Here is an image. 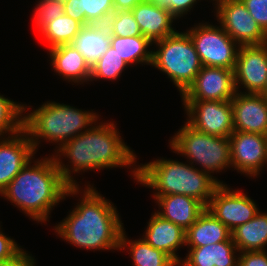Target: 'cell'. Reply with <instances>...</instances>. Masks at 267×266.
Returning a JSON list of instances; mask_svg holds the SVG:
<instances>
[{
    "label": "cell",
    "instance_id": "1",
    "mask_svg": "<svg viewBox=\"0 0 267 266\" xmlns=\"http://www.w3.org/2000/svg\"><path fill=\"white\" fill-rule=\"evenodd\" d=\"M99 121L51 154L70 187L81 186L75 175L122 167L131 169L130 176L136 181L139 162L135 150L125 143L115 121Z\"/></svg>",
    "mask_w": 267,
    "mask_h": 266
},
{
    "label": "cell",
    "instance_id": "2",
    "mask_svg": "<svg viewBox=\"0 0 267 266\" xmlns=\"http://www.w3.org/2000/svg\"><path fill=\"white\" fill-rule=\"evenodd\" d=\"M65 197L80 198L73 210L53 227L57 237L82 250H120L124 224L110 199L89 181L82 187H69Z\"/></svg>",
    "mask_w": 267,
    "mask_h": 266
},
{
    "label": "cell",
    "instance_id": "3",
    "mask_svg": "<svg viewBox=\"0 0 267 266\" xmlns=\"http://www.w3.org/2000/svg\"><path fill=\"white\" fill-rule=\"evenodd\" d=\"M48 155L29 160L0 194L30 220L40 224L49 222L54 207L66 199L70 187L54 157Z\"/></svg>",
    "mask_w": 267,
    "mask_h": 266
},
{
    "label": "cell",
    "instance_id": "4",
    "mask_svg": "<svg viewBox=\"0 0 267 266\" xmlns=\"http://www.w3.org/2000/svg\"><path fill=\"white\" fill-rule=\"evenodd\" d=\"M136 183L152 189L151 197L182 194L199 200L205 207L220 185L188 161L159 157L137 164Z\"/></svg>",
    "mask_w": 267,
    "mask_h": 266
},
{
    "label": "cell",
    "instance_id": "5",
    "mask_svg": "<svg viewBox=\"0 0 267 266\" xmlns=\"http://www.w3.org/2000/svg\"><path fill=\"white\" fill-rule=\"evenodd\" d=\"M33 109L31 105L24 104L23 128L35 153L42 141L55 144L54 151L57 150L65 142L89 130L101 116L92 109H78L51 100Z\"/></svg>",
    "mask_w": 267,
    "mask_h": 266
},
{
    "label": "cell",
    "instance_id": "6",
    "mask_svg": "<svg viewBox=\"0 0 267 266\" xmlns=\"http://www.w3.org/2000/svg\"><path fill=\"white\" fill-rule=\"evenodd\" d=\"M184 123L170 137L169 149L182 158H186V161L207 173L219 184H226L213 174L232 169L229 137L209 135L194 129L186 121Z\"/></svg>",
    "mask_w": 267,
    "mask_h": 266
},
{
    "label": "cell",
    "instance_id": "7",
    "mask_svg": "<svg viewBox=\"0 0 267 266\" xmlns=\"http://www.w3.org/2000/svg\"><path fill=\"white\" fill-rule=\"evenodd\" d=\"M151 67L167 75L180 96L194 82L202 64L189 34L176 31L153 42Z\"/></svg>",
    "mask_w": 267,
    "mask_h": 266
},
{
    "label": "cell",
    "instance_id": "8",
    "mask_svg": "<svg viewBox=\"0 0 267 266\" xmlns=\"http://www.w3.org/2000/svg\"><path fill=\"white\" fill-rule=\"evenodd\" d=\"M203 21L194 23L185 30L194 44L202 66L234 70L240 45L220 25Z\"/></svg>",
    "mask_w": 267,
    "mask_h": 266
},
{
    "label": "cell",
    "instance_id": "9",
    "mask_svg": "<svg viewBox=\"0 0 267 266\" xmlns=\"http://www.w3.org/2000/svg\"><path fill=\"white\" fill-rule=\"evenodd\" d=\"M212 5L217 24L240 46L267 43V34L241 0H215Z\"/></svg>",
    "mask_w": 267,
    "mask_h": 266
},
{
    "label": "cell",
    "instance_id": "10",
    "mask_svg": "<svg viewBox=\"0 0 267 266\" xmlns=\"http://www.w3.org/2000/svg\"><path fill=\"white\" fill-rule=\"evenodd\" d=\"M186 122L194 129L218 137L234 132L231 101L181 100Z\"/></svg>",
    "mask_w": 267,
    "mask_h": 266
},
{
    "label": "cell",
    "instance_id": "11",
    "mask_svg": "<svg viewBox=\"0 0 267 266\" xmlns=\"http://www.w3.org/2000/svg\"><path fill=\"white\" fill-rule=\"evenodd\" d=\"M206 208L231 232L250 221L260 210L254 199L227 184L216 188Z\"/></svg>",
    "mask_w": 267,
    "mask_h": 266
},
{
    "label": "cell",
    "instance_id": "12",
    "mask_svg": "<svg viewBox=\"0 0 267 266\" xmlns=\"http://www.w3.org/2000/svg\"><path fill=\"white\" fill-rule=\"evenodd\" d=\"M229 142L232 169L249 179L261 176L267 169V135L234 130Z\"/></svg>",
    "mask_w": 267,
    "mask_h": 266
},
{
    "label": "cell",
    "instance_id": "13",
    "mask_svg": "<svg viewBox=\"0 0 267 266\" xmlns=\"http://www.w3.org/2000/svg\"><path fill=\"white\" fill-rule=\"evenodd\" d=\"M234 78L237 92L261 94L264 91L267 85V43L239 47Z\"/></svg>",
    "mask_w": 267,
    "mask_h": 266
},
{
    "label": "cell",
    "instance_id": "14",
    "mask_svg": "<svg viewBox=\"0 0 267 266\" xmlns=\"http://www.w3.org/2000/svg\"><path fill=\"white\" fill-rule=\"evenodd\" d=\"M234 70L202 66L181 100L231 101L235 94Z\"/></svg>",
    "mask_w": 267,
    "mask_h": 266
},
{
    "label": "cell",
    "instance_id": "15",
    "mask_svg": "<svg viewBox=\"0 0 267 266\" xmlns=\"http://www.w3.org/2000/svg\"><path fill=\"white\" fill-rule=\"evenodd\" d=\"M35 154L24 128L0 137V194Z\"/></svg>",
    "mask_w": 267,
    "mask_h": 266
},
{
    "label": "cell",
    "instance_id": "16",
    "mask_svg": "<svg viewBox=\"0 0 267 266\" xmlns=\"http://www.w3.org/2000/svg\"><path fill=\"white\" fill-rule=\"evenodd\" d=\"M234 130L267 135V98L236 92L231 100Z\"/></svg>",
    "mask_w": 267,
    "mask_h": 266
},
{
    "label": "cell",
    "instance_id": "17",
    "mask_svg": "<svg viewBox=\"0 0 267 266\" xmlns=\"http://www.w3.org/2000/svg\"><path fill=\"white\" fill-rule=\"evenodd\" d=\"M186 230L169 220L162 218L155 211L151 214L142 238L152 247L170 256L177 264L182 261L177 251L186 247Z\"/></svg>",
    "mask_w": 267,
    "mask_h": 266
},
{
    "label": "cell",
    "instance_id": "18",
    "mask_svg": "<svg viewBox=\"0 0 267 266\" xmlns=\"http://www.w3.org/2000/svg\"><path fill=\"white\" fill-rule=\"evenodd\" d=\"M49 64L66 83L84 86L90 84L91 67L72 44H62L48 49Z\"/></svg>",
    "mask_w": 267,
    "mask_h": 266
},
{
    "label": "cell",
    "instance_id": "19",
    "mask_svg": "<svg viewBox=\"0 0 267 266\" xmlns=\"http://www.w3.org/2000/svg\"><path fill=\"white\" fill-rule=\"evenodd\" d=\"M131 11L142 35L152 43L177 31L173 23L178 20L169 11L158 7L152 0L138 3Z\"/></svg>",
    "mask_w": 267,
    "mask_h": 266
},
{
    "label": "cell",
    "instance_id": "20",
    "mask_svg": "<svg viewBox=\"0 0 267 266\" xmlns=\"http://www.w3.org/2000/svg\"><path fill=\"white\" fill-rule=\"evenodd\" d=\"M158 210L155 212L162 218L187 230L206 209L197 199L182 194L163 195L155 200Z\"/></svg>",
    "mask_w": 267,
    "mask_h": 266
},
{
    "label": "cell",
    "instance_id": "21",
    "mask_svg": "<svg viewBox=\"0 0 267 266\" xmlns=\"http://www.w3.org/2000/svg\"><path fill=\"white\" fill-rule=\"evenodd\" d=\"M187 249L178 266H238L239 250L232 236L227 241Z\"/></svg>",
    "mask_w": 267,
    "mask_h": 266
},
{
    "label": "cell",
    "instance_id": "22",
    "mask_svg": "<svg viewBox=\"0 0 267 266\" xmlns=\"http://www.w3.org/2000/svg\"><path fill=\"white\" fill-rule=\"evenodd\" d=\"M231 236V231L206 208L186 230V247L216 244L227 241Z\"/></svg>",
    "mask_w": 267,
    "mask_h": 266
},
{
    "label": "cell",
    "instance_id": "23",
    "mask_svg": "<svg viewBox=\"0 0 267 266\" xmlns=\"http://www.w3.org/2000/svg\"><path fill=\"white\" fill-rule=\"evenodd\" d=\"M110 43L111 35L106 24H91L84 26L71 44L91 67L105 54Z\"/></svg>",
    "mask_w": 267,
    "mask_h": 266
},
{
    "label": "cell",
    "instance_id": "24",
    "mask_svg": "<svg viewBox=\"0 0 267 266\" xmlns=\"http://www.w3.org/2000/svg\"><path fill=\"white\" fill-rule=\"evenodd\" d=\"M64 11L83 26L106 24L115 12L113 0H65Z\"/></svg>",
    "mask_w": 267,
    "mask_h": 266
},
{
    "label": "cell",
    "instance_id": "25",
    "mask_svg": "<svg viewBox=\"0 0 267 266\" xmlns=\"http://www.w3.org/2000/svg\"><path fill=\"white\" fill-rule=\"evenodd\" d=\"M239 252L267 250V212H259L231 232Z\"/></svg>",
    "mask_w": 267,
    "mask_h": 266
},
{
    "label": "cell",
    "instance_id": "26",
    "mask_svg": "<svg viewBox=\"0 0 267 266\" xmlns=\"http://www.w3.org/2000/svg\"><path fill=\"white\" fill-rule=\"evenodd\" d=\"M125 232L124 229L119 251L127 250L133 266H178L170 256L149 245L142 237L132 240Z\"/></svg>",
    "mask_w": 267,
    "mask_h": 266
},
{
    "label": "cell",
    "instance_id": "27",
    "mask_svg": "<svg viewBox=\"0 0 267 266\" xmlns=\"http://www.w3.org/2000/svg\"><path fill=\"white\" fill-rule=\"evenodd\" d=\"M116 52L131 67L151 65L153 43L143 35L133 37L111 36V43ZM144 64V65H143Z\"/></svg>",
    "mask_w": 267,
    "mask_h": 266
},
{
    "label": "cell",
    "instance_id": "28",
    "mask_svg": "<svg viewBox=\"0 0 267 266\" xmlns=\"http://www.w3.org/2000/svg\"><path fill=\"white\" fill-rule=\"evenodd\" d=\"M84 26L64 14L62 17H57L46 25L38 34L44 40L47 50L62 44H71L79 31Z\"/></svg>",
    "mask_w": 267,
    "mask_h": 266
},
{
    "label": "cell",
    "instance_id": "29",
    "mask_svg": "<svg viewBox=\"0 0 267 266\" xmlns=\"http://www.w3.org/2000/svg\"><path fill=\"white\" fill-rule=\"evenodd\" d=\"M130 66L127 62L116 52V50L109 46L104 55L91 66L90 83L93 81H117L122 73Z\"/></svg>",
    "mask_w": 267,
    "mask_h": 266
},
{
    "label": "cell",
    "instance_id": "30",
    "mask_svg": "<svg viewBox=\"0 0 267 266\" xmlns=\"http://www.w3.org/2000/svg\"><path fill=\"white\" fill-rule=\"evenodd\" d=\"M24 103L11 100L0 94V137L23 129Z\"/></svg>",
    "mask_w": 267,
    "mask_h": 266
},
{
    "label": "cell",
    "instance_id": "31",
    "mask_svg": "<svg viewBox=\"0 0 267 266\" xmlns=\"http://www.w3.org/2000/svg\"><path fill=\"white\" fill-rule=\"evenodd\" d=\"M34 28L39 33L46 25L57 17L65 14L64 1L60 0H36L32 10Z\"/></svg>",
    "mask_w": 267,
    "mask_h": 266
},
{
    "label": "cell",
    "instance_id": "32",
    "mask_svg": "<svg viewBox=\"0 0 267 266\" xmlns=\"http://www.w3.org/2000/svg\"><path fill=\"white\" fill-rule=\"evenodd\" d=\"M111 36L133 37L142 35L131 10L115 11L106 23Z\"/></svg>",
    "mask_w": 267,
    "mask_h": 266
},
{
    "label": "cell",
    "instance_id": "33",
    "mask_svg": "<svg viewBox=\"0 0 267 266\" xmlns=\"http://www.w3.org/2000/svg\"><path fill=\"white\" fill-rule=\"evenodd\" d=\"M158 7L169 11L177 20L185 18L202 0H152ZM189 12V14H188Z\"/></svg>",
    "mask_w": 267,
    "mask_h": 266
},
{
    "label": "cell",
    "instance_id": "34",
    "mask_svg": "<svg viewBox=\"0 0 267 266\" xmlns=\"http://www.w3.org/2000/svg\"><path fill=\"white\" fill-rule=\"evenodd\" d=\"M249 14L267 34V0H241Z\"/></svg>",
    "mask_w": 267,
    "mask_h": 266
},
{
    "label": "cell",
    "instance_id": "35",
    "mask_svg": "<svg viewBox=\"0 0 267 266\" xmlns=\"http://www.w3.org/2000/svg\"><path fill=\"white\" fill-rule=\"evenodd\" d=\"M1 227L0 223V263L13 259L24 249L14 238L5 234Z\"/></svg>",
    "mask_w": 267,
    "mask_h": 266
},
{
    "label": "cell",
    "instance_id": "36",
    "mask_svg": "<svg viewBox=\"0 0 267 266\" xmlns=\"http://www.w3.org/2000/svg\"><path fill=\"white\" fill-rule=\"evenodd\" d=\"M238 266H267V250L239 252Z\"/></svg>",
    "mask_w": 267,
    "mask_h": 266
},
{
    "label": "cell",
    "instance_id": "37",
    "mask_svg": "<svg viewBox=\"0 0 267 266\" xmlns=\"http://www.w3.org/2000/svg\"><path fill=\"white\" fill-rule=\"evenodd\" d=\"M35 257L23 249L13 259L0 263V266H37Z\"/></svg>",
    "mask_w": 267,
    "mask_h": 266
},
{
    "label": "cell",
    "instance_id": "38",
    "mask_svg": "<svg viewBox=\"0 0 267 266\" xmlns=\"http://www.w3.org/2000/svg\"><path fill=\"white\" fill-rule=\"evenodd\" d=\"M115 11L132 10L138 3L145 2L147 0H113Z\"/></svg>",
    "mask_w": 267,
    "mask_h": 266
},
{
    "label": "cell",
    "instance_id": "39",
    "mask_svg": "<svg viewBox=\"0 0 267 266\" xmlns=\"http://www.w3.org/2000/svg\"><path fill=\"white\" fill-rule=\"evenodd\" d=\"M261 94H262L264 97L267 98V85H266L264 91H263Z\"/></svg>",
    "mask_w": 267,
    "mask_h": 266
}]
</instances>
